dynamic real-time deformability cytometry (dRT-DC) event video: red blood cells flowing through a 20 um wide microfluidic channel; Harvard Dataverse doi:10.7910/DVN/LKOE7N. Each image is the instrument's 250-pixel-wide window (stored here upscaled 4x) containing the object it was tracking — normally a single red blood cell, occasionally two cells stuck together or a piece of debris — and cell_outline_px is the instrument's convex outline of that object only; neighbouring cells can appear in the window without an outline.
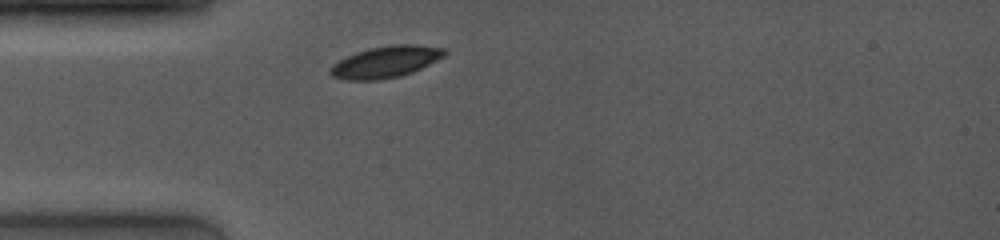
{"species": "common noctule bat (a hibernating species)", "species_latin": "Nyctalus noctula", "temperature_condition": "room temperature", "stored_images_in_passage": 4, "camera_frame_rate_fps": 4000, "um_per_image_px": 0.085, "animal": {"sex": "female", "body_mass_g": 19.0, "forearm_length_mm": 53.3}, "frame": {"image": 1, "passage_image": 1, "time_ms": 0.0, "image_size_px": [1000, 240], "cell_outline_px": [[448, 52], [444, 56], [412, 72], [400, 76], [380, 80], [348, 80], [332, 76], [328, 72], [332, 64], [356, 52], [372, 48], [392, 44], [416, 44], [444, 48]], "centroid_in_image_um": [32.78, 5.26], "position_along_channel_um": 52.2, "area_um2": 20.87}}